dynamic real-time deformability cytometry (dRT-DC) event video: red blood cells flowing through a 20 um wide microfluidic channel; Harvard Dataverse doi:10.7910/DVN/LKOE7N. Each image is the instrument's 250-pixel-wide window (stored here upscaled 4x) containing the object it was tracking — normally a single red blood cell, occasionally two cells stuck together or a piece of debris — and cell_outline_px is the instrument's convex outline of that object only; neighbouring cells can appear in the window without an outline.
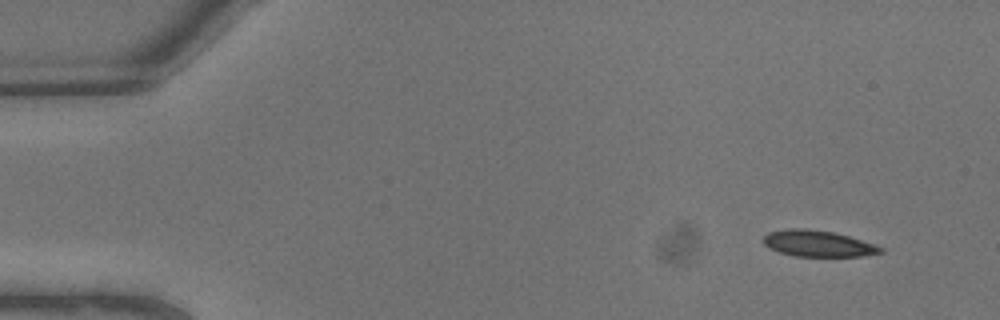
{"species": "common noctule bat (a hibernating species)", "species_latin": "Nyctalus noctula", "temperature_condition": "warm", "stored_images_in_passage": 8, "camera_frame_rate_fps": 3000, "um_per_image_px": 0.085, "animal": {"sex": "male", "body_mass_g": 13.3}, "frame": {"image": 1, "passage_image": 1, "time_ms": 0.0, "image_size_px": [1000, 320], "cell_outline_px": [[884, 252], [864, 256], [796, 256], [780, 252], [768, 248], [764, 244], [764, 236], [768, 232], [788, 228], [804, 228], [832, 232], [848, 236], [876, 244], [884, 248]], "centroid_in_image_um": [69.54, 20.7], "position_along_channel_um": 15.5, "area_um2": 17.92}}
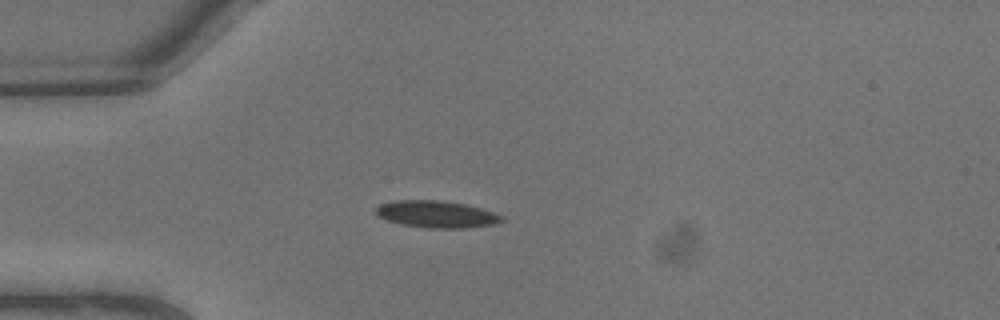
{"frame": {"image": 2, "passage_image": 5, "time_ms": 1.333, "image_size_px": [1000, 320], "cell_outline_px": [[504, 220], [492, 224], [464, 228], [428, 228], [400, 224], [376, 216], [376, 208], [380, 204], [396, 200], [440, 200], [464, 204], [480, 208], [504, 216]], "centroid_in_image_um": [37.07, 18.21], "position_along_channel_um": 47.9, "area_um2": 19.65}}
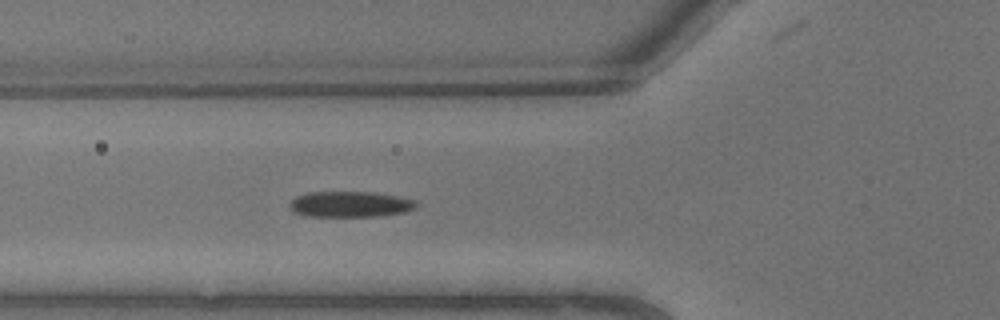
{"frame": {"image": 3, "passage_image": 7, "time_ms": 2.0, "image_size_px": [1000, 320], "cell_outline_px": [[416, 204], [412, 208], [404, 212], [376, 216], [308, 216], [296, 212], [288, 208], [288, 204], [296, 196], [308, 192], [372, 192], [396, 196], [412, 200]], "centroid_in_image_um": [29.67, 17.35], "position_along_channel_um": 96.1, "area_um2": 18.67}}